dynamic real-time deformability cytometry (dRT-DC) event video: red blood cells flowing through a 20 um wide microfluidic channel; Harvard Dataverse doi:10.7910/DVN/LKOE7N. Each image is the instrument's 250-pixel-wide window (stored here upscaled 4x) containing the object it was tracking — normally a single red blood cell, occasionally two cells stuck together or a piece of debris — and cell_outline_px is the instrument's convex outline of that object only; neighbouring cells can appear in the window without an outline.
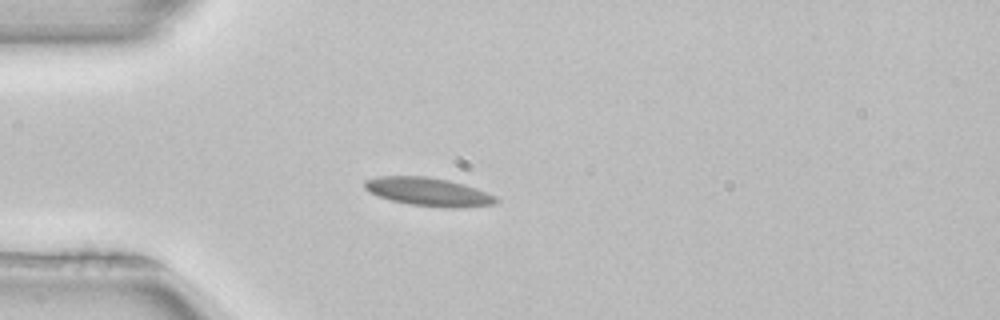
{"species": "common noctule bat (a hibernating species)", "species_latin": "Nyctalus noctula", "temperature_condition": "room temperature", "stored_images_in_passage": 39, "camera_frame_rate_fps": 3000, "um_per_image_px": 0.085, "animal": {"sex": "female", "body_mass_g": 22.7, "forearm_length_mm": 54.2}, "frame": {"image": 1, "passage_image": 1, "time_ms": 0.0, "image_size_px": [1000, 320], "cell_outline_px": [[500, 200], [496, 204], [456, 208], [448, 208], [408, 204], [392, 200], [368, 192], [364, 188], [364, 180], [380, 176], [424, 176], [448, 180], [464, 184], [476, 188], [496, 196]], "centroid_in_image_um": [36.43, 16.3], "position_along_channel_um": 48.6, "area_um2": 21.73}}
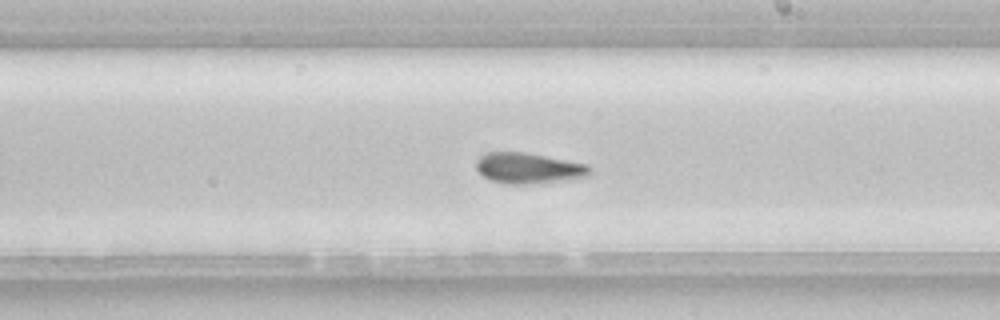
{"frame": {"image": 2, "passage_image": 17, "time_ms": 5.333, "image_size_px": [1000, 320], "cell_outline_px": [[592, 176], [564, 180], [524, 184], [508, 184], [488, 180], [476, 168], [476, 160], [480, 156], [488, 152], [524, 152], [588, 164], [592, 168]], "centroid_in_image_um": [44.95, 14.29], "position_along_channel_um": 244.0, "area_um2": 20.4}, "authors_computed_cell_mechanics": {"area_um2": 19.8254, "velocity_mm_per_s": 3.9337, "shape_relaxation_time_tau1_ms": null, "shape_relaxation_time_tau2_ms": 8.1234, "deformation_change_tau1": null, "deformation_change_tau2": 0.1095}}